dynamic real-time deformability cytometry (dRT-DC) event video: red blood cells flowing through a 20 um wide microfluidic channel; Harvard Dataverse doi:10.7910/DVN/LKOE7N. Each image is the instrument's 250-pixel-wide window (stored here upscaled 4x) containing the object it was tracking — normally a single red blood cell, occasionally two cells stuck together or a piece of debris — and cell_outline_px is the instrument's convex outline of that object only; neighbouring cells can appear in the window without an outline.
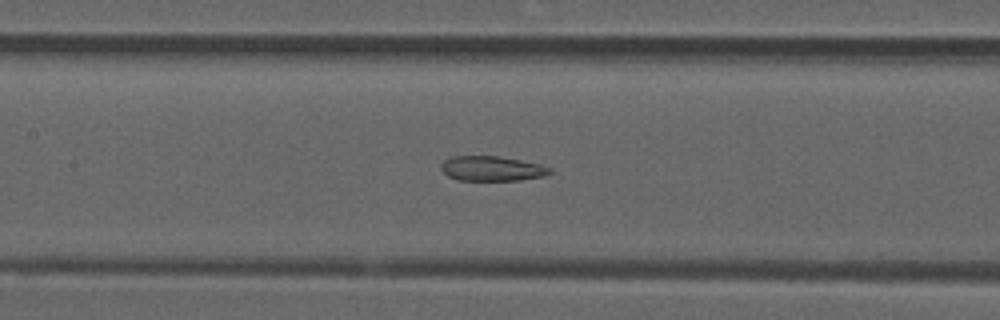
{"species": "common noctule bat (a hibernating species)", "species_latin": "Nyctalus noctula", "temperature_condition": "room temperature", "stored_images_in_passage": 53, "segment_of_instrument_passage": [2, 2], "camera_frame_rate_fps": 3000, "um_per_image_px": 0.085, "animal": {"sex": "male", "forearm_length_mm": 52.5}, "frame": {"image": 1, "passage_image": 25, "time_ms": 8.0, "image_size_px": [1000, 320], "cell_outline_px": [[552, 172], [544, 176], [520, 180], [456, 180], [448, 176], [440, 168], [440, 164], [444, 160], [452, 156], [500, 156], [540, 164], [552, 168]], "centroid_in_image_um": [41.8, 14.32], "position_along_channel_um": 165.6, "area_um2": 15.84}}
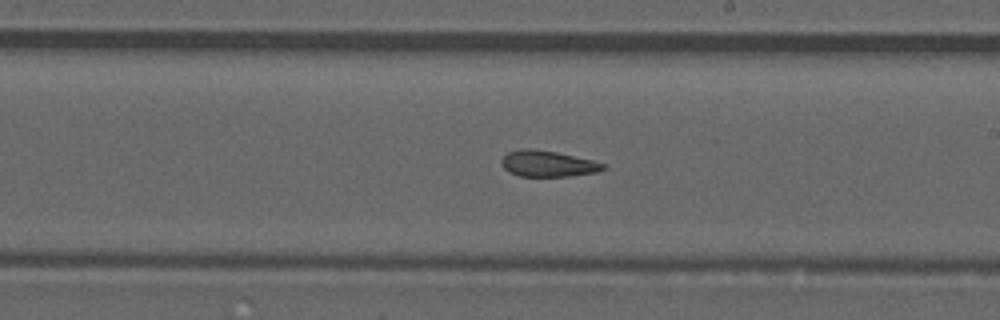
{"frame": {"image": 2, "passage_image": 31, "time_ms": 10.0, "image_size_px": [1000, 320], "cell_outline_px": [[608, 168], [596, 172], [572, 176], [520, 176], [508, 172], [500, 164], [500, 160], [508, 152], [524, 148], [532, 148], [556, 152], [592, 160], [608, 164]], "centroid_in_image_um": [46.58, 13.91], "position_along_channel_um": 242.4, "area_um2": 15.61}}
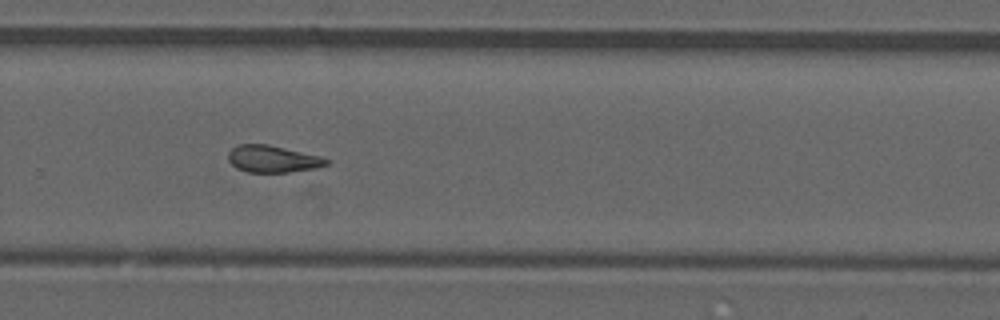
{"frame": {"image": 3, "passage_image": 36, "time_ms": 11.667, "image_size_px": [1000, 320], "cell_outline_px": [[332, 160], [328, 164], [316, 168], [288, 172], [248, 172], [236, 168], [228, 160], [228, 152], [236, 144], [268, 144], [320, 156]], "centroid_in_image_um": [23.17, 13.5], "position_along_channel_um": 306.6, "area_um2": 15.49}}